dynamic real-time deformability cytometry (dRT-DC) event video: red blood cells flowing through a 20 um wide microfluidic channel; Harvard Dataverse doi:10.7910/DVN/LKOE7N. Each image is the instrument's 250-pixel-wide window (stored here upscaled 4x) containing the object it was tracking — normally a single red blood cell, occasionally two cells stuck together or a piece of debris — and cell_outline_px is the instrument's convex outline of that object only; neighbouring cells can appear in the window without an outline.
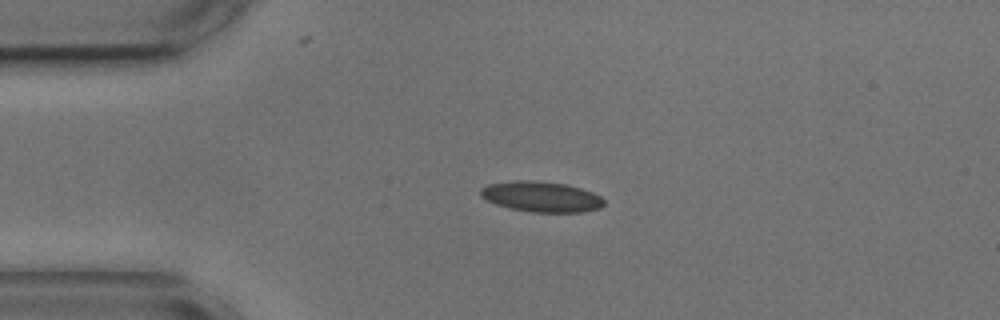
{"species": "common noctule bat (a hibernating species)", "species_latin": "Nyctalus noctula", "temperature_condition": "cold", "stored_images_in_passage": 44, "camera_frame_rate_fps": 3000, "um_per_image_px": 0.085, "animal": {"sex": "male", "body_mass_g": 17.9, "forearm_length_mm": 54.2}, "frame": {"image": 1, "passage_image": 1, "time_ms": 0.0, "image_size_px": [1000, 320], "cell_outline_px": [[604, 204], [600, 208], [580, 212], [532, 212], [512, 208], [496, 204], [480, 196], [480, 188], [488, 184], [516, 180], [532, 180], [564, 184], [580, 188], [592, 192], [600, 196], [604, 200]], "centroid_in_image_um": [46.0, 16.71], "position_along_channel_um": 39.0, "area_um2": 21.73}}
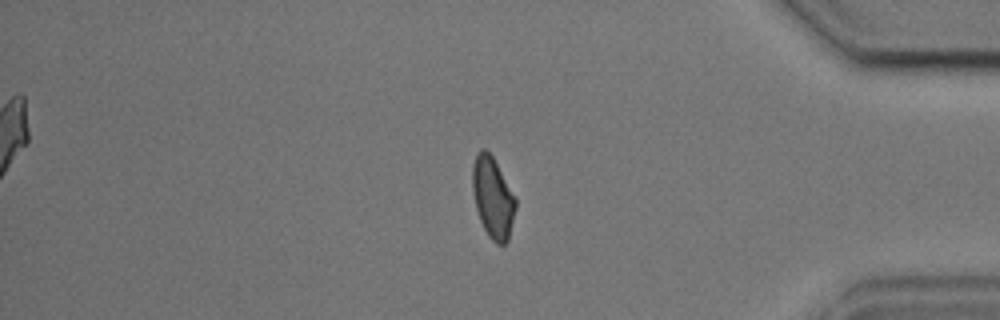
{"frame": {"image": 2, "passage_image": 35, "time_ms": 11.333, "image_size_px": [1000, 320], "cell_outline_px": [[516, 208], [508, 240], [504, 244], [496, 244], [488, 236], [480, 220], [476, 208], [472, 192], [472, 164], [480, 148], [484, 148], [492, 156], [516, 196]], "centroid_in_image_um": [41.89, 16.79], "position_along_channel_um": 393.3, "area_um2": 20.46}}
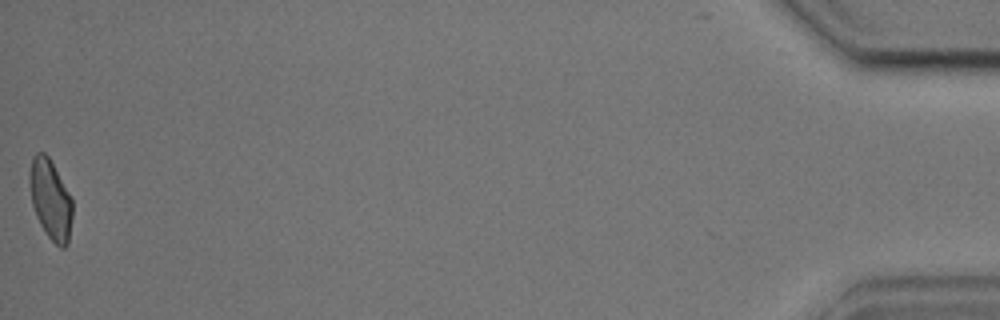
{"frame": {"image": 3, "passage_image": 44, "time_ms": 14.333, "image_size_px": [1000, 320], "cell_outline_px": [[72, 216], [68, 244], [64, 248], [60, 248], [48, 236], [40, 224], [36, 216], [32, 204], [28, 180], [28, 172], [32, 156], [36, 152], [44, 152], [48, 156], [68, 192], [72, 200]], "centroid_in_image_um": [4.26, 16.94], "position_along_channel_um": 430.9, "area_um2": 19.94}, "authors_computed_cell_mechanics": {"area_um2": 20.9525, "velocity_mm_per_s": 3.5927, "shape_relaxation_time_tau1_ms": 3.9937, "shape_relaxation_time_tau2_ms": 2.1514, "deformation_change_tau1": 0.1213, "deformation_change_tau2": 0.0744}}